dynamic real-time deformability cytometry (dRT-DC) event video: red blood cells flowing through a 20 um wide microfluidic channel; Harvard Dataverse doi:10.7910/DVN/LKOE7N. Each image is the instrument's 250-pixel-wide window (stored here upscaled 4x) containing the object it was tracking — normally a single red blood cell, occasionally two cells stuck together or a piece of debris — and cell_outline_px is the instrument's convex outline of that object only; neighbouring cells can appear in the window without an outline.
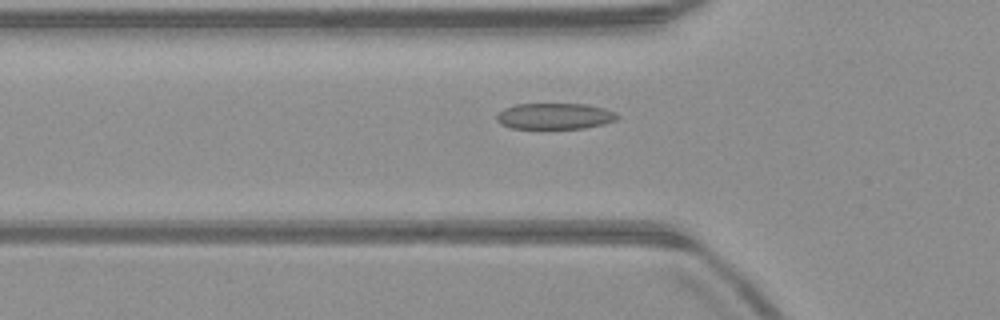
{"species": "common noctule bat (a hibernating species)", "species_latin": "Nyctalus noctula", "temperature_condition": "warm", "stored_images_in_passage": 50, "camera_frame_rate_fps": 3000, "um_per_image_px": 0.085, "animal": {"sex": "male", "body_mass_g": 23.1, "forearm_length_mm": 52.7}, "frame": {"image": 1, "passage_image": 16, "time_ms": 5.0, "image_size_px": [1000, 320], "cell_outline_px": [[620, 116], [616, 120], [604, 124], [584, 128], [508, 128], [500, 124], [496, 120], [496, 116], [504, 108], [516, 104], [588, 104], [604, 108], [616, 112]], "centroid_in_image_um": [47.16, 9.87], "position_along_channel_um": 78.6, "area_um2": 18.44}}
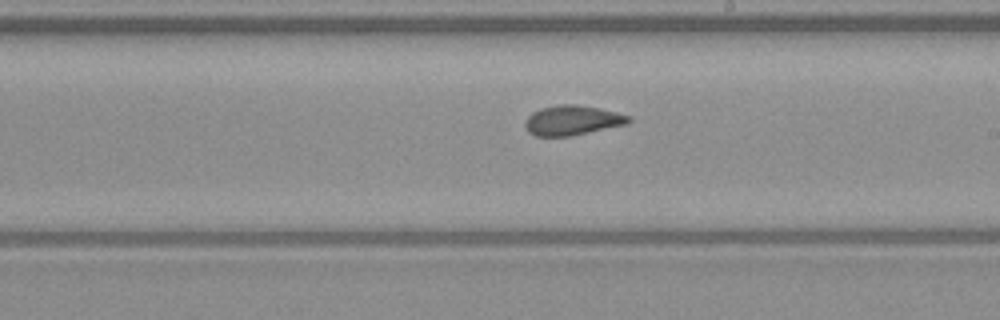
{"frame": {"image": 2, "passage_image": 28, "time_ms": 9.0, "image_size_px": [1000, 320], "cell_outline_px": [[632, 120], [628, 124], [572, 136], [536, 136], [528, 132], [524, 124], [524, 120], [532, 112], [540, 108], [560, 104], [576, 104], [600, 108], [632, 116]], "centroid_in_image_um": [48.66, 10.22], "position_along_channel_um": 240.3, "area_um2": 18.26}}
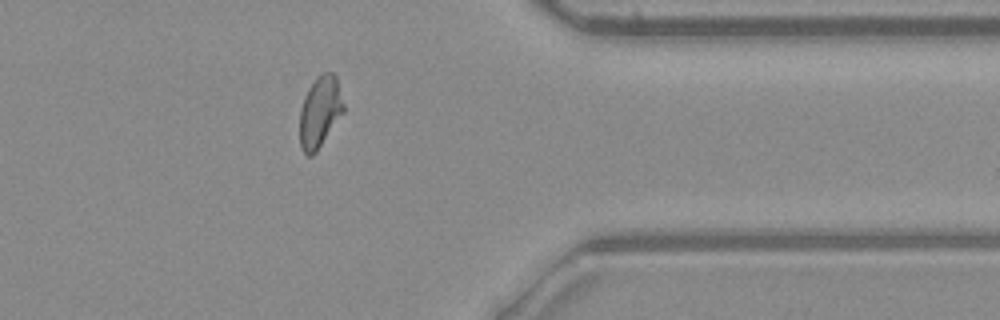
{"frame": {"image": 3, "passage_image": 40, "time_ms": 13.0, "image_size_px": [1000, 320], "cell_outline_px": [[344, 112], [316, 152], [312, 156], [308, 156], [304, 152], [300, 144], [300, 108], [304, 96], [308, 88], [316, 76], [324, 72], [332, 72], [336, 76], [344, 104]], "centroid_in_image_um": [27.19, 9.49], "position_along_channel_um": 384.2, "area_um2": 18.26}, "authors_computed_cell_mechanics": {"area_um2": 18.3804, "velocity_mm_per_s": 4.0184, "shape_relaxation_time_tau1_ms": null, "shape_relaxation_time_tau2_ms": 1.0031, "deformation_change_tau1": null, "deformation_change_tau2": 0.0757}}